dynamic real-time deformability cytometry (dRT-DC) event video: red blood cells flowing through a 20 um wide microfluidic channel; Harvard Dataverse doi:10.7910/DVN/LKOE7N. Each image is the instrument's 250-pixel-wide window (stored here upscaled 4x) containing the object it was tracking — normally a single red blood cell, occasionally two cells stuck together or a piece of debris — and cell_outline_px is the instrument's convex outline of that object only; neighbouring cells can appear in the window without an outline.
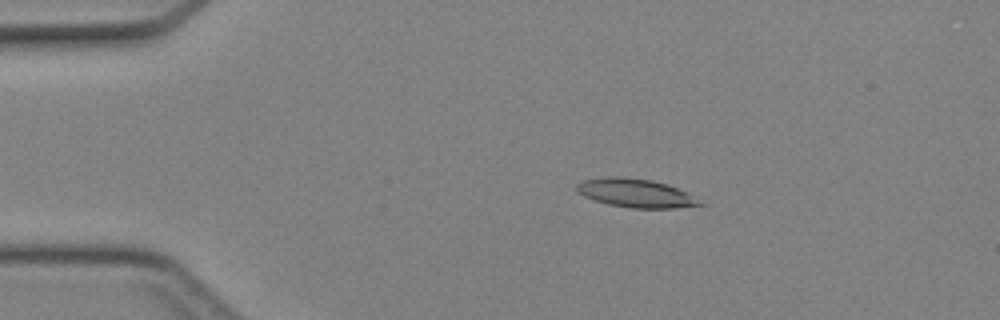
{"species": "Egyptian fruit bat (a non-hibernating species)", "species_latin": "Rousettus aegyptiacus", "temperature_condition": "cold", "stored_images_in_passage": 38, "camera_frame_rate_fps": 3000, "um_per_image_px": 0.085, "animal": {"sex": "female"}, "frame": {"image": 1, "passage_image": 2, "time_ms": 0.333, "image_size_px": [1000, 320], "cell_outline_px": [[704, 204], [672, 208], [632, 208], [608, 204], [584, 196], [576, 192], [576, 184], [580, 180], [604, 176], [620, 176], [652, 180], [688, 192]], "centroid_in_image_um": [53.95, 16.39], "position_along_channel_um": 31.0, "area_um2": 20.46}}
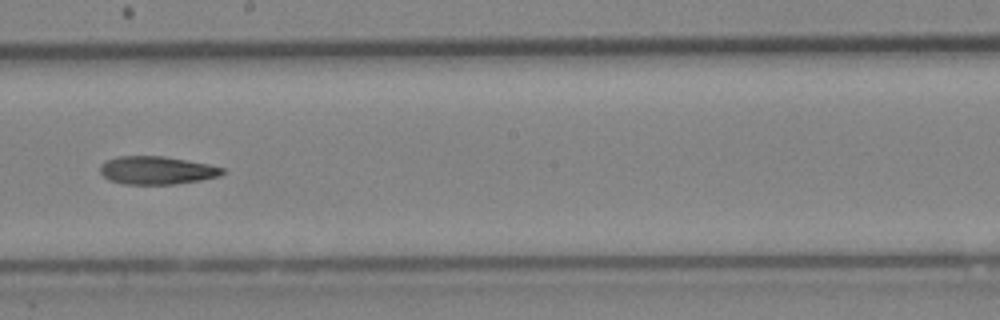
{"frame": {"image": 2, "passage_image": 19, "time_ms": 6.0, "image_size_px": [1000, 320], "cell_outline_px": [[224, 172], [220, 176], [200, 180], [172, 184], [124, 184], [108, 180], [100, 172], [100, 164], [108, 160], [120, 156], [164, 156], [208, 164], [224, 168]], "centroid_in_image_um": [13.31, 14.48], "position_along_channel_um": 234.9, "area_um2": 19.88}}
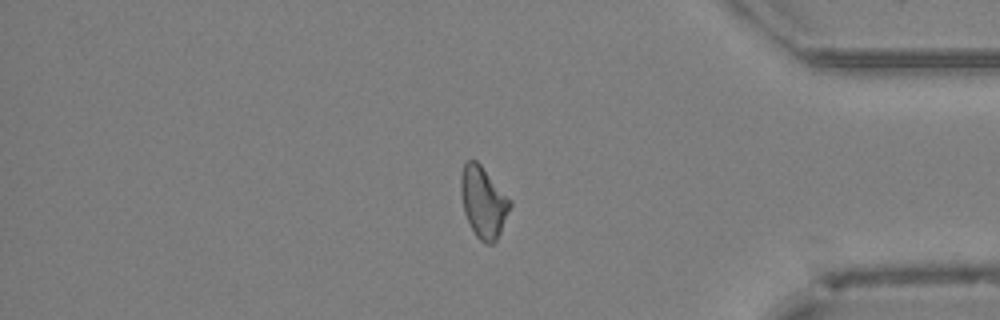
{"frame": {"image": 3, "passage_image": 31, "time_ms": 10.0, "image_size_px": [1000, 320], "cell_outline_px": [[512, 204], [500, 232], [496, 240], [492, 244], [484, 244], [476, 236], [464, 212], [460, 192], [460, 172], [464, 164], [468, 160], [476, 160], [480, 164], [512, 200]], "centroid_in_image_um": [41.08, 17.16], "position_along_channel_um": 394.1, "area_um2": 20.4}}